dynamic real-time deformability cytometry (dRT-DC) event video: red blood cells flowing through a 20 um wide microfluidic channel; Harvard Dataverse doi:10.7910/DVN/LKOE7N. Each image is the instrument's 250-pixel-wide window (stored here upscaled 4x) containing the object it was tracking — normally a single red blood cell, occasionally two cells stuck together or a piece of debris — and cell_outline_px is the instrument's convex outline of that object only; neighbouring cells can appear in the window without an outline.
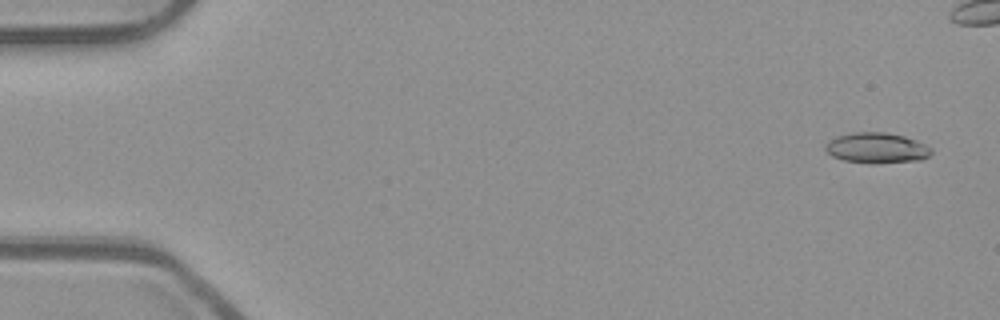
{"species": "common noctule bat (a hibernating species)", "species_latin": "Nyctalus noctula", "temperature_condition": "room temperature", "stored_images_in_passage": 15, "camera_frame_rate_fps": 3000, "um_per_image_px": 0.085, "animal": {"sex": "male", "body_mass_g": 23.1, "forearm_length_mm": 52.7}, "frame": {"image": 1, "passage_image": 3, "time_ms": 0.667, "image_size_px": [1000, 320], "cell_outline_px": [[932, 152], [928, 156], [920, 160], [876, 164], [872, 164], [844, 160], [832, 156], [824, 148], [824, 144], [828, 140], [836, 136], [852, 132], [884, 132], [904, 136], [916, 140], [932, 148]], "centroid_in_image_um": [74.49, 12.58], "position_along_channel_um": 10.5, "area_um2": 19.02}}